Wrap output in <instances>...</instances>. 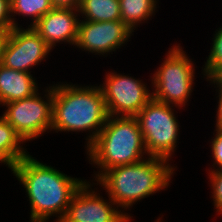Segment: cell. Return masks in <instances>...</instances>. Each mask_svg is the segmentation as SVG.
Masks as SVG:
<instances>
[{
	"label": "cell",
	"instance_id": "cell-6",
	"mask_svg": "<svg viewBox=\"0 0 222 222\" xmlns=\"http://www.w3.org/2000/svg\"><path fill=\"white\" fill-rule=\"evenodd\" d=\"M174 107L151 99L135 116L148 156L168 162L173 156L180 130Z\"/></svg>",
	"mask_w": 222,
	"mask_h": 222
},
{
	"label": "cell",
	"instance_id": "cell-21",
	"mask_svg": "<svg viewBox=\"0 0 222 222\" xmlns=\"http://www.w3.org/2000/svg\"><path fill=\"white\" fill-rule=\"evenodd\" d=\"M12 28L10 0H0V30L8 32Z\"/></svg>",
	"mask_w": 222,
	"mask_h": 222
},
{
	"label": "cell",
	"instance_id": "cell-26",
	"mask_svg": "<svg viewBox=\"0 0 222 222\" xmlns=\"http://www.w3.org/2000/svg\"><path fill=\"white\" fill-rule=\"evenodd\" d=\"M155 222H161V219L160 218H158Z\"/></svg>",
	"mask_w": 222,
	"mask_h": 222
},
{
	"label": "cell",
	"instance_id": "cell-15",
	"mask_svg": "<svg viewBox=\"0 0 222 222\" xmlns=\"http://www.w3.org/2000/svg\"><path fill=\"white\" fill-rule=\"evenodd\" d=\"M78 14L85 21L121 20L119 0H80Z\"/></svg>",
	"mask_w": 222,
	"mask_h": 222
},
{
	"label": "cell",
	"instance_id": "cell-20",
	"mask_svg": "<svg viewBox=\"0 0 222 222\" xmlns=\"http://www.w3.org/2000/svg\"><path fill=\"white\" fill-rule=\"evenodd\" d=\"M214 131L215 138L213 137L211 141V151H212V158H214L215 161H213V167L216 165L217 169L211 170H222V130L215 129Z\"/></svg>",
	"mask_w": 222,
	"mask_h": 222
},
{
	"label": "cell",
	"instance_id": "cell-2",
	"mask_svg": "<svg viewBox=\"0 0 222 222\" xmlns=\"http://www.w3.org/2000/svg\"><path fill=\"white\" fill-rule=\"evenodd\" d=\"M108 113L99 86L58 83L53 85V113L51 131H87L86 148L104 127Z\"/></svg>",
	"mask_w": 222,
	"mask_h": 222
},
{
	"label": "cell",
	"instance_id": "cell-11",
	"mask_svg": "<svg viewBox=\"0 0 222 222\" xmlns=\"http://www.w3.org/2000/svg\"><path fill=\"white\" fill-rule=\"evenodd\" d=\"M131 30L121 20L116 21H85L78 25L76 47L95 55H108L125 45L133 35Z\"/></svg>",
	"mask_w": 222,
	"mask_h": 222
},
{
	"label": "cell",
	"instance_id": "cell-23",
	"mask_svg": "<svg viewBox=\"0 0 222 222\" xmlns=\"http://www.w3.org/2000/svg\"><path fill=\"white\" fill-rule=\"evenodd\" d=\"M53 7L78 9L80 0H51Z\"/></svg>",
	"mask_w": 222,
	"mask_h": 222
},
{
	"label": "cell",
	"instance_id": "cell-5",
	"mask_svg": "<svg viewBox=\"0 0 222 222\" xmlns=\"http://www.w3.org/2000/svg\"><path fill=\"white\" fill-rule=\"evenodd\" d=\"M177 45L169 48L167 57L151 80L154 87L152 99L179 109L185 106L193 92L195 66L181 46Z\"/></svg>",
	"mask_w": 222,
	"mask_h": 222
},
{
	"label": "cell",
	"instance_id": "cell-17",
	"mask_svg": "<svg viewBox=\"0 0 222 222\" xmlns=\"http://www.w3.org/2000/svg\"><path fill=\"white\" fill-rule=\"evenodd\" d=\"M53 8L51 0H10L13 28L18 27V22L15 20L16 18H14L17 14L18 16L31 17L29 19H31L32 22L29 27H32L42 16Z\"/></svg>",
	"mask_w": 222,
	"mask_h": 222
},
{
	"label": "cell",
	"instance_id": "cell-8",
	"mask_svg": "<svg viewBox=\"0 0 222 222\" xmlns=\"http://www.w3.org/2000/svg\"><path fill=\"white\" fill-rule=\"evenodd\" d=\"M99 87L103 93L108 115L135 117L152 99V93L143 81L128 75L107 73Z\"/></svg>",
	"mask_w": 222,
	"mask_h": 222
},
{
	"label": "cell",
	"instance_id": "cell-13",
	"mask_svg": "<svg viewBox=\"0 0 222 222\" xmlns=\"http://www.w3.org/2000/svg\"><path fill=\"white\" fill-rule=\"evenodd\" d=\"M31 73L5 67L0 63V105L33 96L39 89Z\"/></svg>",
	"mask_w": 222,
	"mask_h": 222
},
{
	"label": "cell",
	"instance_id": "cell-14",
	"mask_svg": "<svg viewBox=\"0 0 222 222\" xmlns=\"http://www.w3.org/2000/svg\"><path fill=\"white\" fill-rule=\"evenodd\" d=\"M25 141L15 129L0 116V163L11 169L22 158L29 154L21 145ZM21 145V146H20Z\"/></svg>",
	"mask_w": 222,
	"mask_h": 222
},
{
	"label": "cell",
	"instance_id": "cell-4",
	"mask_svg": "<svg viewBox=\"0 0 222 222\" xmlns=\"http://www.w3.org/2000/svg\"><path fill=\"white\" fill-rule=\"evenodd\" d=\"M86 149L89 162L100 168L95 180L110 168L133 164L148 156L136 117L108 115L104 127Z\"/></svg>",
	"mask_w": 222,
	"mask_h": 222
},
{
	"label": "cell",
	"instance_id": "cell-3",
	"mask_svg": "<svg viewBox=\"0 0 222 222\" xmlns=\"http://www.w3.org/2000/svg\"><path fill=\"white\" fill-rule=\"evenodd\" d=\"M174 171L168 161L146 156L139 162L110 168L96 181L117 207L126 210L135 202L168 188Z\"/></svg>",
	"mask_w": 222,
	"mask_h": 222
},
{
	"label": "cell",
	"instance_id": "cell-24",
	"mask_svg": "<svg viewBox=\"0 0 222 222\" xmlns=\"http://www.w3.org/2000/svg\"><path fill=\"white\" fill-rule=\"evenodd\" d=\"M211 81L212 84H218L222 86V65L209 77L207 81Z\"/></svg>",
	"mask_w": 222,
	"mask_h": 222
},
{
	"label": "cell",
	"instance_id": "cell-1",
	"mask_svg": "<svg viewBox=\"0 0 222 222\" xmlns=\"http://www.w3.org/2000/svg\"><path fill=\"white\" fill-rule=\"evenodd\" d=\"M30 154L22 158L10 170L26 190L31 209V222H48L64 217L75 192L85 180L67 176L51 165L34 159Z\"/></svg>",
	"mask_w": 222,
	"mask_h": 222
},
{
	"label": "cell",
	"instance_id": "cell-12",
	"mask_svg": "<svg viewBox=\"0 0 222 222\" xmlns=\"http://www.w3.org/2000/svg\"><path fill=\"white\" fill-rule=\"evenodd\" d=\"M78 9L54 7L42 16L33 26L34 30L53 49L59 42L75 45L79 19Z\"/></svg>",
	"mask_w": 222,
	"mask_h": 222
},
{
	"label": "cell",
	"instance_id": "cell-19",
	"mask_svg": "<svg viewBox=\"0 0 222 222\" xmlns=\"http://www.w3.org/2000/svg\"><path fill=\"white\" fill-rule=\"evenodd\" d=\"M214 208L222 215V170H209Z\"/></svg>",
	"mask_w": 222,
	"mask_h": 222
},
{
	"label": "cell",
	"instance_id": "cell-10",
	"mask_svg": "<svg viewBox=\"0 0 222 222\" xmlns=\"http://www.w3.org/2000/svg\"><path fill=\"white\" fill-rule=\"evenodd\" d=\"M89 183L85 181L75 192L60 222H130L132 216L123 213L110 198L106 202Z\"/></svg>",
	"mask_w": 222,
	"mask_h": 222
},
{
	"label": "cell",
	"instance_id": "cell-18",
	"mask_svg": "<svg viewBox=\"0 0 222 222\" xmlns=\"http://www.w3.org/2000/svg\"><path fill=\"white\" fill-rule=\"evenodd\" d=\"M221 27V28H220ZM215 31L212 48L203 69V75L209 78L222 65V26Z\"/></svg>",
	"mask_w": 222,
	"mask_h": 222
},
{
	"label": "cell",
	"instance_id": "cell-7",
	"mask_svg": "<svg viewBox=\"0 0 222 222\" xmlns=\"http://www.w3.org/2000/svg\"><path fill=\"white\" fill-rule=\"evenodd\" d=\"M49 87V88H48ZM43 97L37 91L33 96L4 104V119L26 142L35 140L52 127L53 85L48 86ZM46 96V97H45ZM43 98V99H42Z\"/></svg>",
	"mask_w": 222,
	"mask_h": 222
},
{
	"label": "cell",
	"instance_id": "cell-16",
	"mask_svg": "<svg viewBox=\"0 0 222 222\" xmlns=\"http://www.w3.org/2000/svg\"><path fill=\"white\" fill-rule=\"evenodd\" d=\"M121 21L131 30L136 29L138 24L147 21L157 9V0H119Z\"/></svg>",
	"mask_w": 222,
	"mask_h": 222
},
{
	"label": "cell",
	"instance_id": "cell-22",
	"mask_svg": "<svg viewBox=\"0 0 222 222\" xmlns=\"http://www.w3.org/2000/svg\"><path fill=\"white\" fill-rule=\"evenodd\" d=\"M217 86V87H216ZM215 88H218L216 89V91L218 92V107H217V110H216V129H219V130H222V86L221 85H218L216 84L214 86Z\"/></svg>",
	"mask_w": 222,
	"mask_h": 222
},
{
	"label": "cell",
	"instance_id": "cell-25",
	"mask_svg": "<svg viewBox=\"0 0 222 222\" xmlns=\"http://www.w3.org/2000/svg\"><path fill=\"white\" fill-rule=\"evenodd\" d=\"M7 35H8V32L0 30V63H1V58H2L3 46H4Z\"/></svg>",
	"mask_w": 222,
	"mask_h": 222
},
{
	"label": "cell",
	"instance_id": "cell-9",
	"mask_svg": "<svg viewBox=\"0 0 222 222\" xmlns=\"http://www.w3.org/2000/svg\"><path fill=\"white\" fill-rule=\"evenodd\" d=\"M51 50L34 28L14 27L8 31L1 64L10 69L30 73V69L44 61Z\"/></svg>",
	"mask_w": 222,
	"mask_h": 222
}]
</instances>
